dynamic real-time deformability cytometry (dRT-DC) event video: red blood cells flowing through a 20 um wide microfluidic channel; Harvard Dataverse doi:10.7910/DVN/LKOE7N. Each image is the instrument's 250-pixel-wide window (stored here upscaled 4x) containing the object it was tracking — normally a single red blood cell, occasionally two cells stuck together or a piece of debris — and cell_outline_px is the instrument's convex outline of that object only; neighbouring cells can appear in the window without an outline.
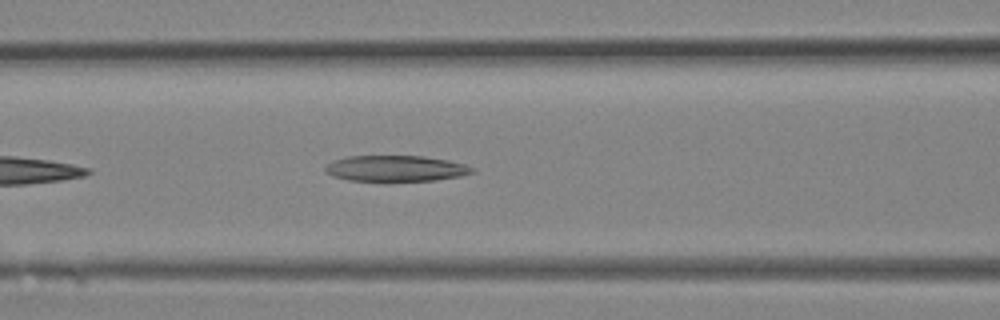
{"species": "Egyptian fruit bat (a non-hibernating species)", "species_latin": "Rousettus aegyptiacus", "temperature_condition": "room temperature", "stored_images_in_passage": 12, "camera_frame_rate_fps": 3000, "um_per_image_px": 0.085, "animal": {"sex": "female"}, "frame": {"image": 1, "passage_image": 10, "time_ms": 3.0, "image_size_px": [1000, 320], "cell_outline_px": [[476, 172], [460, 176], [436, 180], [348, 180], [332, 176], [324, 172], [324, 168], [332, 160], [348, 156], [424, 156], [448, 160], [464, 164], [476, 168]], "centroid_in_image_um": [33.64, 14.3], "position_along_channel_um": 133.0, "area_um2": 22.14}}
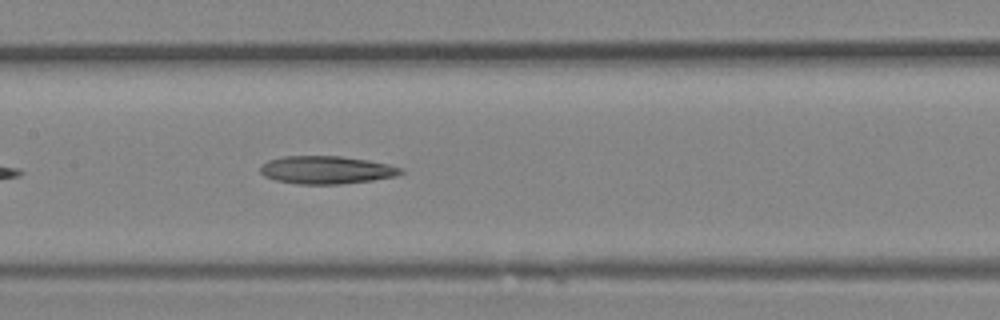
{"frame": {"image": 2, "passage_image": 12, "time_ms": 3.667, "image_size_px": [1000, 320], "cell_outline_px": [[404, 172], [396, 176], [372, 180], [340, 184], [296, 184], [276, 180], [264, 176], [260, 172], [260, 168], [268, 160], [284, 156], [340, 156], [368, 160], [388, 164], [404, 168]], "centroid_in_image_um": [27.76, 14.44], "position_along_channel_um": 179.6, "area_um2": 22.83}}